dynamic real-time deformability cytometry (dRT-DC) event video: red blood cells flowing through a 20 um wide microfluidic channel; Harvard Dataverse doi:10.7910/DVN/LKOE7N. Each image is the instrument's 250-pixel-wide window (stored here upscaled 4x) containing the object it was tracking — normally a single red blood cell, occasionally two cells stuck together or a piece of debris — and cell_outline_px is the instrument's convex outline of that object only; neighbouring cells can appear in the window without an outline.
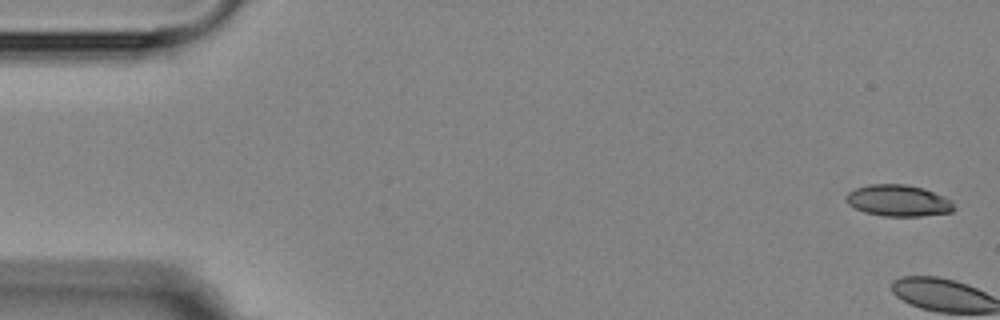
{"species": "Egyptian fruit bat (a non-hibernating species)", "species_latin": "Rousettus aegyptiacus", "temperature_condition": "room temperature", "stored_images_in_passage": 7, "camera_frame_rate_fps": 3000, "um_per_image_px": 0.085, "animal": {"sex": "female"}, "frame": {"image": 1, "passage_image": 1, "time_ms": 0.0, "image_size_px": [1000, 320], "cell_outline_px": [[956, 208], [952, 212], [920, 216], [884, 216], [864, 212], [848, 204], [844, 196], [848, 192], [856, 188], [868, 184], [904, 184], [924, 188], [944, 196], [952, 200]], "centroid_in_image_um": [76.37, 17.05], "position_along_channel_um": 8.6, "area_um2": 19.94}}